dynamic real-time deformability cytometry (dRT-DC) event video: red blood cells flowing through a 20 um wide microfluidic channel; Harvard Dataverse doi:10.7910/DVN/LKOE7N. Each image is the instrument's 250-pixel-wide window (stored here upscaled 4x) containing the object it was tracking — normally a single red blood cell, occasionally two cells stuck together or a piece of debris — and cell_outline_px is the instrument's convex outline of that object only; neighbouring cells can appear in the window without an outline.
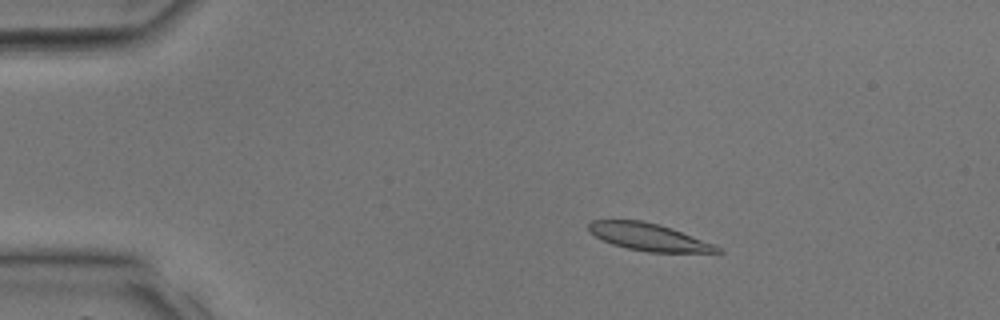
{"species": "common noctule bat (a hibernating species)", "species_latin": "Nyctalus noctula", "temperature_condition": "room temperature", "stored_images_in_passage": 40, "segment_of_instrument_passage": [1, 2], "camera_frame_rate_fps": 3000, "um_per_image_px": 0.085, "animal": {"sex": "male", "body_mass_g": 17.9, "forearm_length_mm": 54.2}, "frame": {"image": 1, "passage_image": 7, "time_ms": 2.0, "image_size_px": [1000, 320], "cell_outline_px": [[724, 252], [648, 252], [628, 248], [612, 244], [596, 236], [588, 228], [588, 224], [592, 220], [640, 220], [660, 224], [672, 228], [712, 244], [720, 248]], "centroid_in_image_um": [55.12, 20.13], "position_along_channel_um": 29.9, "area_um2": 20.06}}
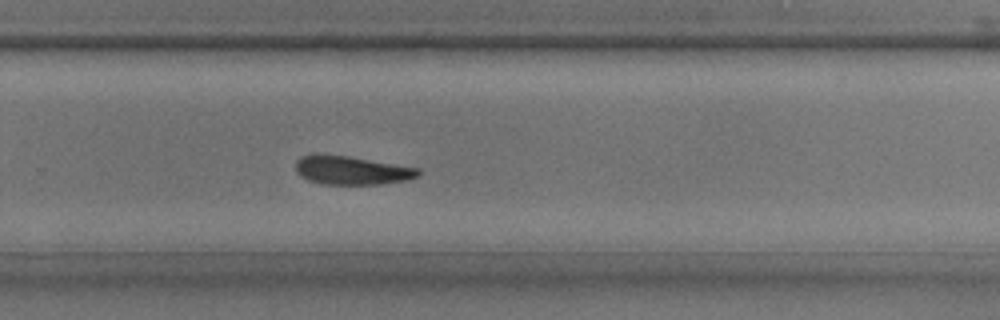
{"frame": {"image": 2, "passage_image": 26, "time_ms": 8.333, "image_size_px": [1000, 320], "cell_outline_px": [[420, 176], [408, 180], [380, 184], [324, 184], [308, 180], [300, 176], [296, 172], [296, 160], [300, 156], [312, 152], [348, 156], [420, 168]], "centroid_in_image_um": [29.85, 14.46], "position_along_channel_um": 299.9, "area_um2": 20.81}}
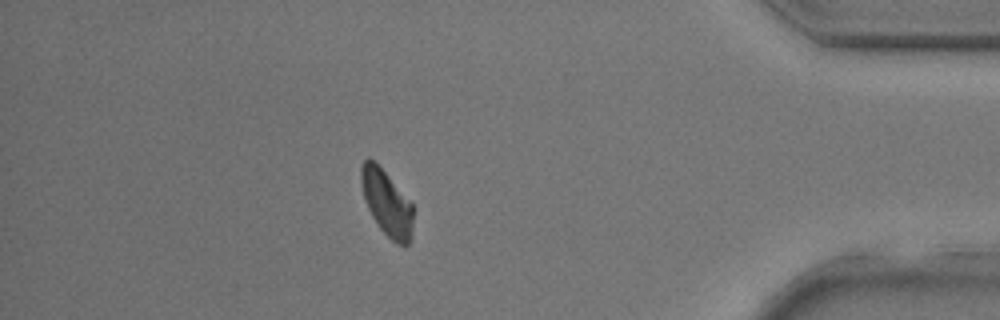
{"frame": {"image": 3, "passage_image": 34, "time_ms": 11.0, "image_size_px": [1000, 320], "cell_outline_px": [[412, 240], [408, 244], [396, 244], [380, 228], [372, 216], [364, 200], [360, 184], [360, 168], [364, 160], [368, 156], [384, 172], [412, 204]], "centroid_in_image_um": [32.84, 17.26], "position_along_channel_um": 402.4, "area_um2": 19.54}}